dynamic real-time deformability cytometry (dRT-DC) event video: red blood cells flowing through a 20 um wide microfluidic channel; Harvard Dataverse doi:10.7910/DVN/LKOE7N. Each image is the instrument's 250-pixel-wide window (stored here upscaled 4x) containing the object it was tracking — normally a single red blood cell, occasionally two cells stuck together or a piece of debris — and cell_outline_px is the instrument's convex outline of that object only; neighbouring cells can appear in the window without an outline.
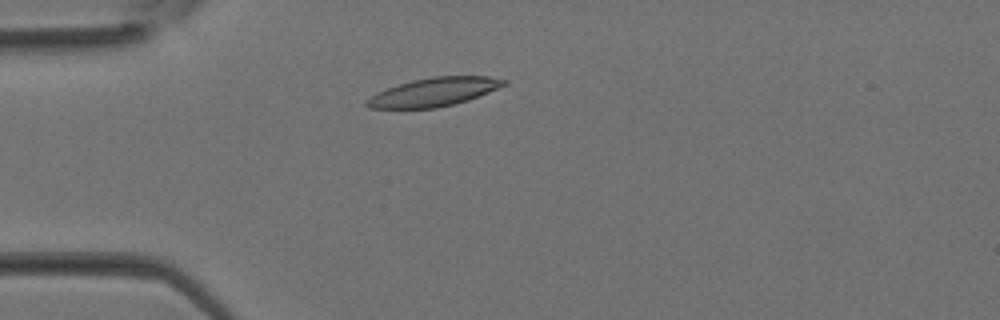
{"species": "Egyptian fruit bat (a non-hibernating species)", "species_latin": "Rousettus aegyptiacus", "temperature_condition": "room temperature", "stored_images_in_passage": 26, "camera_frame_rate_fps": 3000, "um_per_image_px": 0.085, "animal": {"sex": "female"}, "frame": {"image": 1, "passage_image": 7, "time_ms": 2.0, "image_size_px": [1000, 320], "cell_outline_px": [[508, 84], [468, 100], [436, 108], [368, 108], [364, 104], [364, 100], [376, 92], [412, 80], [432, 76], [488, 76], [508, 80]], "centroid_in_image_um": [36.87, 7.81], "position_along_channel_um": 48.1, "area_um2": 22.77}}
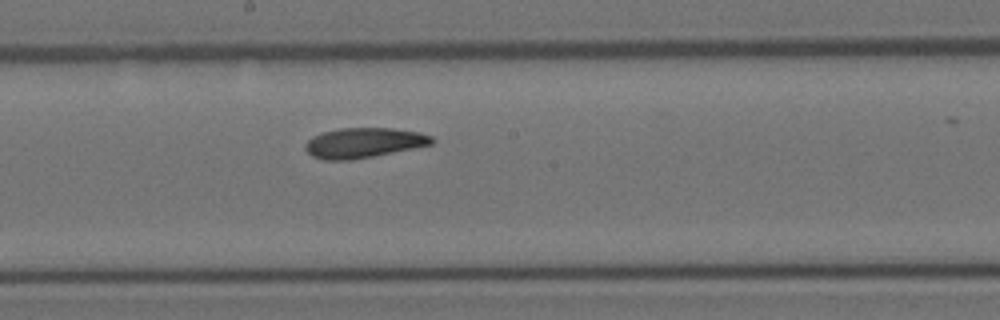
{"frame": {"image": 2, "passage_image": 17, "time_ms": 5.333, "image_size_px": [1000, 320], "cell_outline_px": [[436, 140], [432, 144], [352, 160], [324, 160], [312, 156], [304, 148], [304, 144], [312, 136], [324, 132], [340, 128], [392, 128], [420, 132], [432, 136]], "centroid_in_image_um": [30.9, 12.13], "position_along_channel_um": 217.3, "area_um2": 22.08}}
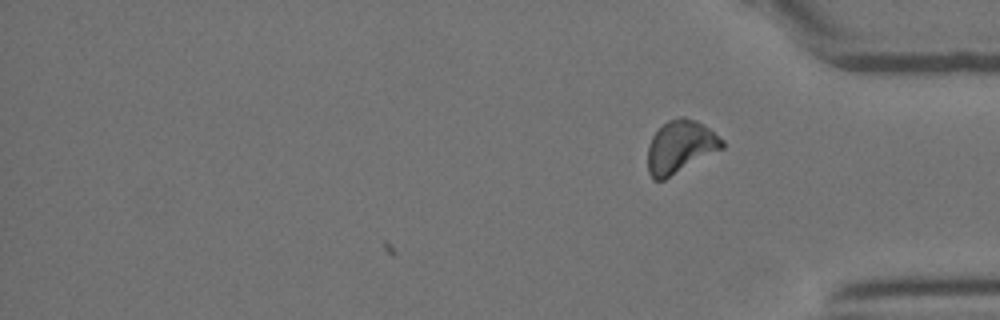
{"frame": {"image": 3, "passage_image": 26, "time_ms": 8.333, "image_size_px": [1000, 320], "cell_outline_px": [[724, 148], [664, 180], [652, 180], [648, 172], [648, 144], [652, 136], [668, 120], [680, 116], [684, 116], [696, 120], [704, 124], [724, 140]], "centroid_in_image_um": [57.83, 12.48], "position_along_channel_um": 377.4, "area_um2": 23.0}}